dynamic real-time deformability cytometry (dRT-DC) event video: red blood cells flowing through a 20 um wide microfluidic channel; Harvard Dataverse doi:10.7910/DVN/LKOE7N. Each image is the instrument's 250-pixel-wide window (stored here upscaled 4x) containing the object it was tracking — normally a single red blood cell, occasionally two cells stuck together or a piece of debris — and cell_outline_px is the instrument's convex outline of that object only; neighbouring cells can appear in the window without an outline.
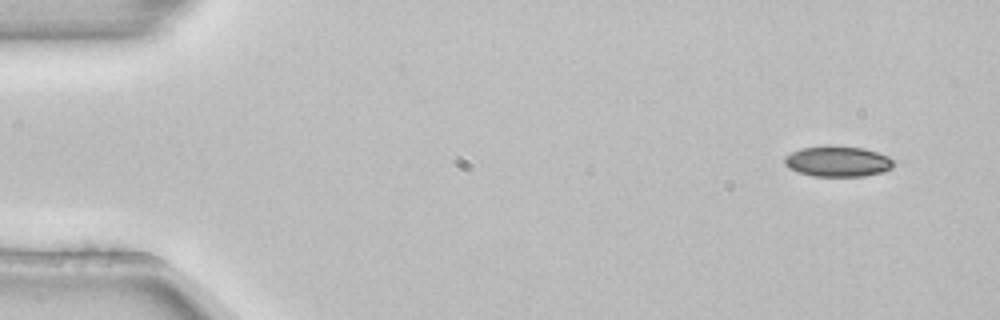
{"species": "common noctule bat (a hibernating species)", "species_latin": "Nyctalus noctula", "temperature_condition": "room temperature", "stored_images_in_passage": 5, "camera_frame_rate_fps": 3000, "um_per_image_px": 0.085, "animal": {"sex": "female", "body_mass_g": 22.7, "forearm_length_mm": 54.2}, "frame": {"image": 1, "passage_image": 1, "time_ms": 0.0, "image_size_px": [1000, 320], "cell_outline_px": [[892, 168], [884, 172], [864, 176], [812, 176], [788, 168], [784, 164], [784, 156], [800, 148], [828, 144], [864, 148], [888, 156], [892, 160]], "centroid_in_image_um": [71.17, 13.7], "position_along_channel_um": 13.8, "area_um2": 19.71}}
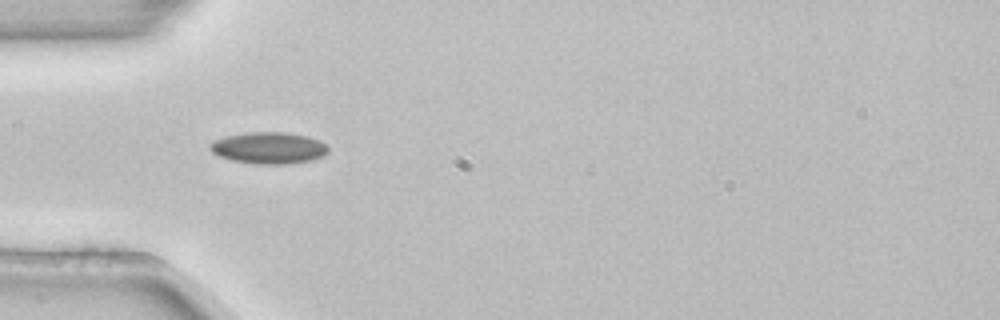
{"frame": {"image": 2, "passage_image": 4, "time_ms": 1.0, "image_size_px": [1000, 320], "cell_outline_px": [[328, 152], [324, 156], [312, 160], [288, 164], [252, 164], [232, 160], [216, 156], [208, 148], [208, 144], [212, 140], [224, 136], [248, 132], [288, 132], [308, 136], [320, 140], [328, 148]], "centroid_in_image_um": [22.8, 12.57], "position_along_channel_um": 62.2, "area_um2": 22.25}}